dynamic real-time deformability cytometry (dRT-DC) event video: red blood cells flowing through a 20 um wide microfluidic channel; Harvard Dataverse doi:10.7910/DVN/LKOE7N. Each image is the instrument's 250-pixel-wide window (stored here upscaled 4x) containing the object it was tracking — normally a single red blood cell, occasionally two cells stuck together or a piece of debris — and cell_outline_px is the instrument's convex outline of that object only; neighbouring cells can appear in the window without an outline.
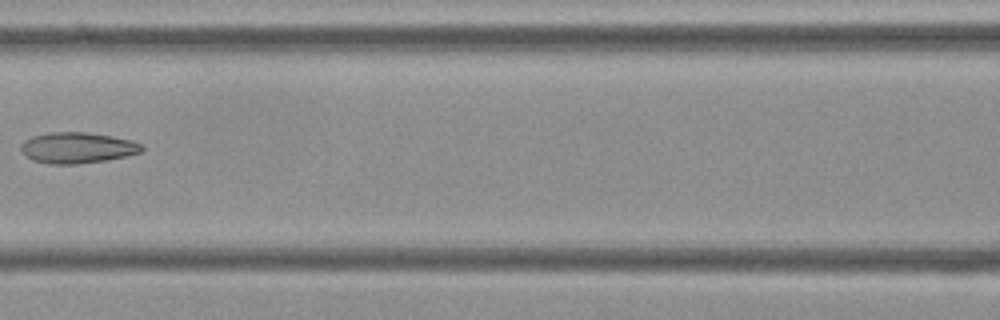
{"species": "Egyptian fruit bat (a non-hibernating species)", "species_latin": "Rousettus aegyptiacus", "temperature_condition": "cold", "stored_images_in_passage": 8, "camera_frame_rate_fps": 3000, "um_per_image_px": 0.085, "frame": {"image": 1, "passage_image": 7, "time_ms": 2.0, "image_size_px": [1000, 320], "cell_outline_px": [[144, 148], [140, 152], [124, 156], [104, 160], [76, 164], [48, 164], [32, 160], [24, 156], [20, 152], [20, 144], [24, 140], [32, 136], [48, 132], [84, 132], [112, 136], [132, 140], [144, 144]], "centroid_in_image_um": [6.52, 12.55], "position_along_channel_um": 160.1, "area_um2": 21.96}}
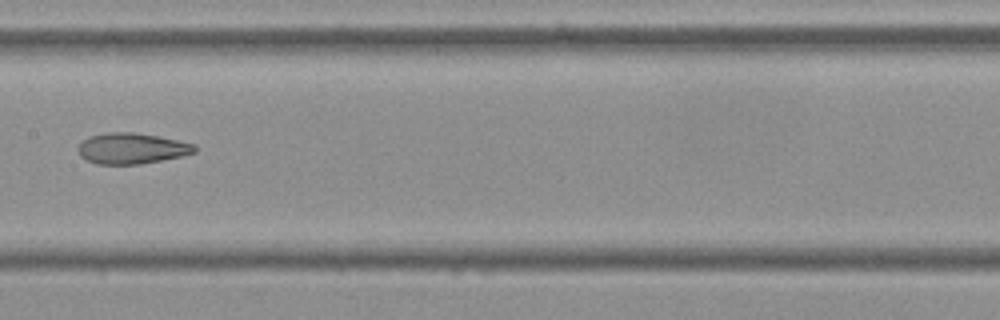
{"frame": {"image": 2, "passage_image": 8, "time_ms": 2.333, "image_size_px": [1000, 320], "cell_outline_px": [[196, 152], [180, 156], [140, 164], [96, 164], [80, 156], [76, 148], [88, 136], [108, 132], [136, 132], [196, 144]], "centroid_in_image_um": [11.17, 12.61], "position_along_channel_um": 196.2, "area_um2": 20.87}}